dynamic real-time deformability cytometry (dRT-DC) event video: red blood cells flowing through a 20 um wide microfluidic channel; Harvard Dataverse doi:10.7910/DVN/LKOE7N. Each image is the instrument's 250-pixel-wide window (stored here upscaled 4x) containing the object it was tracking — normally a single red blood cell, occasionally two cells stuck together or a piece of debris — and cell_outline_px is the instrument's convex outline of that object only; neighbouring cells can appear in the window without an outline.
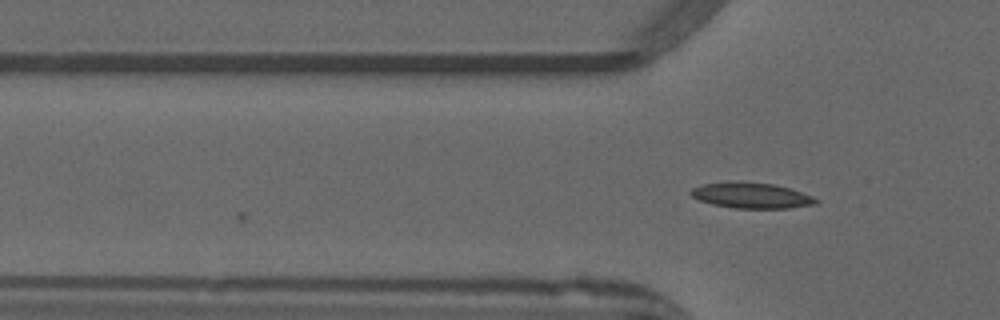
{"species": "common noctule bat (a hibernating species)", "species_latin": "Nyctalus noctula", "temperature_condition": "warm", "stored_images_in_passage": 5, "camera_frame_rate_fps": 3000, "um_per_image_px": 0.085, "animal": {"sex": "male", "forearm_length_mm": 52.5}, "frame": {"image": 1, "passage_image": 5, "time_ms": 1.333, "image_size_px": [1000, 320], "cell_outline_px": [[820, 200], [816, 204], [788, 208], [736, 208], [712, 204], [700, 200], [692, 196], [688, 192], [692, 188], [704, 184], [772, 184], [792, 188], [812, 196]], "centroid_in_image_um": [63.94, 16.66], "position_along_channel_um": 61.9, "area_um2": 17.86}}